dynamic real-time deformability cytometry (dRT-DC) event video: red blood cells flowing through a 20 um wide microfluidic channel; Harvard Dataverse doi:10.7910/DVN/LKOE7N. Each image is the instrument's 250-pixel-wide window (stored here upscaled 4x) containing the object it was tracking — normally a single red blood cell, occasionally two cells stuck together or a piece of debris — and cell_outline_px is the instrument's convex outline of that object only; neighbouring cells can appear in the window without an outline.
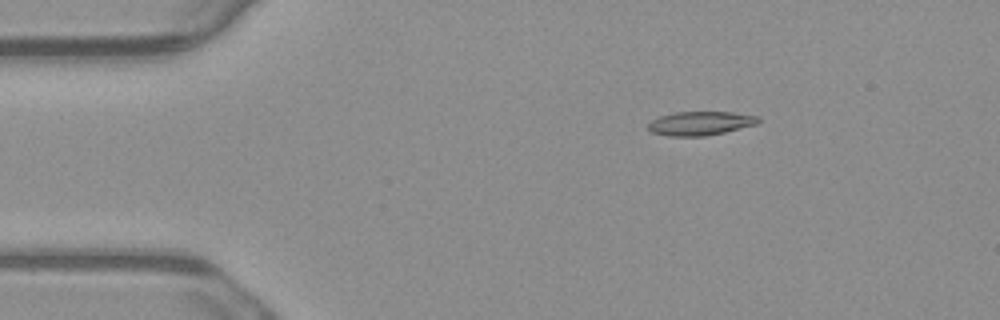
{"species": "common noctule bat (a hibernating species)", "species_latin": "Nyctalus noctula", "temperature_condition": "warm", "stored_images_in_passage": 2, "camera_frame_rate_fps": 3000, "um_per_image_px": 0.085, "animal": {"sex": "male", "body_mass_g": 23.1, "forearm_length_mm": 52.7}, "frame": {"image": 1, "passage_image": 1, "time_ms": 0.0, "image_size_px": [1000, 320], "cell_outline_px": [[760, 120], [756, 124], [724, 132], [704, 136], [668, 136], [652, 132], [648, 128], [648, 124], [652, 120], [660, 116], [676, 112], [732, 112], [760, 116]], "centroid_in_image_um": [59.53, 10.48], "position_along_channel_um": 25.5, "area_um2": 15.2}}